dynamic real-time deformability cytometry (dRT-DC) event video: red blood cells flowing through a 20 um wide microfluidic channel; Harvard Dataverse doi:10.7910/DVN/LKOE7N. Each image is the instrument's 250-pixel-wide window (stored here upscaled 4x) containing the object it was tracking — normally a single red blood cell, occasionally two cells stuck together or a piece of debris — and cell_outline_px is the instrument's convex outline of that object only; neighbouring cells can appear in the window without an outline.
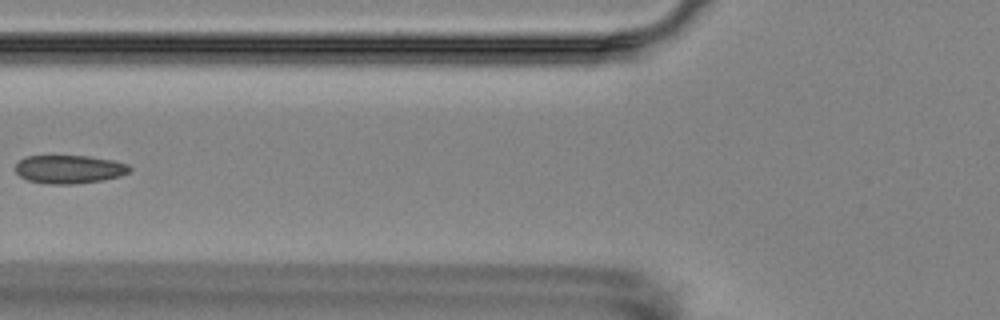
{"species": "Egyptian fruit bat (a non-hibernating species)", "species_latin": "Rousettus aegyptiacus", "temperature_condition": "room temperature", "stored_images_in_passage": 3, "camera_frame_rate_fps": 3000, "um_per_image_px": 0.085, "animal": {"sex": "female"}, "frame": {"image": 1, "passage_image": 2, "time_ms": 1.333, "image_size_px": [1000, 320], "cell_outline_px": [[132, 168], [128, 172], [120, 176], [104, 180], [72, 184], [48, 184], [28, 180], [20, 176], [16, 172], [16, 164], [20, 160], [28, 156], [88, 156], [112, 160], [128, 164]], "centroid_in_image_um": [5.9, 14.39], "position_along_channel_um": 119.9, "area_um2": 18.79}}
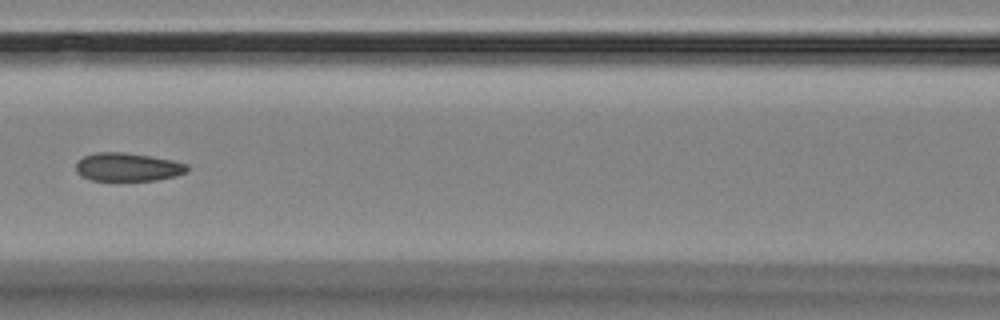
{"frame": {"image": 2, "passage_image": 3, "time_ms": 2.333, "image_size_px": [1000, 320], "cell_outline_px": [[188, 172], [176, 176], [156, 180], [92, 180], [76, 172], [76, 164], [84, 156], [96, 152], [124, 152], [152, 156], [172, 160], [188, 164]], "centroid_in_image_um": [10.9, 14.19], "position_along_channel_um": 155.7, "area_um2": 18.32}}